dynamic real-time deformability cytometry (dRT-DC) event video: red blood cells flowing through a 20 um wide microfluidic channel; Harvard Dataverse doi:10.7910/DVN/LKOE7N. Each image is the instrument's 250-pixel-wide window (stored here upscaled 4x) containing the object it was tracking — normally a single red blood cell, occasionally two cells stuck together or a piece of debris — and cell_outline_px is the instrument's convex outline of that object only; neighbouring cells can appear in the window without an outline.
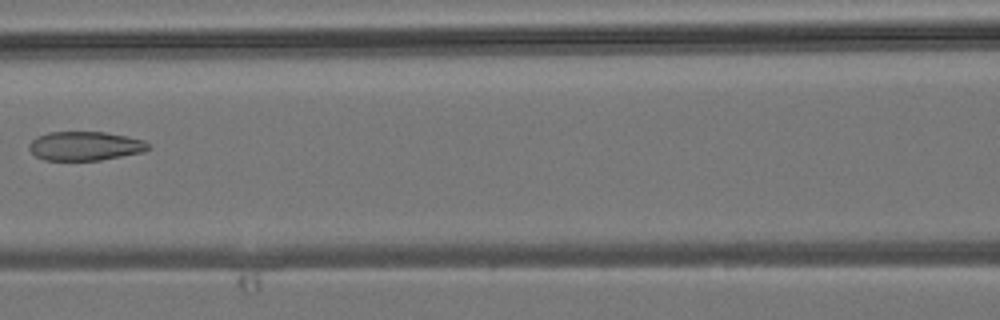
{"species": "common noctule bat (a hibernating species)", "species_latin": "Nyctalus noctula", "temperature_condition": "room temperature", "stored_images_in_passage": 6, "camera_frame_rate_fps": 3000, "um_per_image_px": 0.085, "animal": {"sex": "male", "body_mass_g": 19.2, "forearm_length_mm": 51.8}, "frame": {"image": 1, "passage_image": 6, "time_ms": 5.667, "image_size_px": [1000, 320], "cell_outline_px": [[148, 148], [144, 152], [100, 160], [44, 160], [36, 156], [28, 148], [28, 144], [36, 136], [48, 132], [104, 132], [144, 140], [148, 144]], "centroid_in_image_um": [7.19, 12.41], "position_along_channel_um": 159.4, "area_um2": 20.06}}